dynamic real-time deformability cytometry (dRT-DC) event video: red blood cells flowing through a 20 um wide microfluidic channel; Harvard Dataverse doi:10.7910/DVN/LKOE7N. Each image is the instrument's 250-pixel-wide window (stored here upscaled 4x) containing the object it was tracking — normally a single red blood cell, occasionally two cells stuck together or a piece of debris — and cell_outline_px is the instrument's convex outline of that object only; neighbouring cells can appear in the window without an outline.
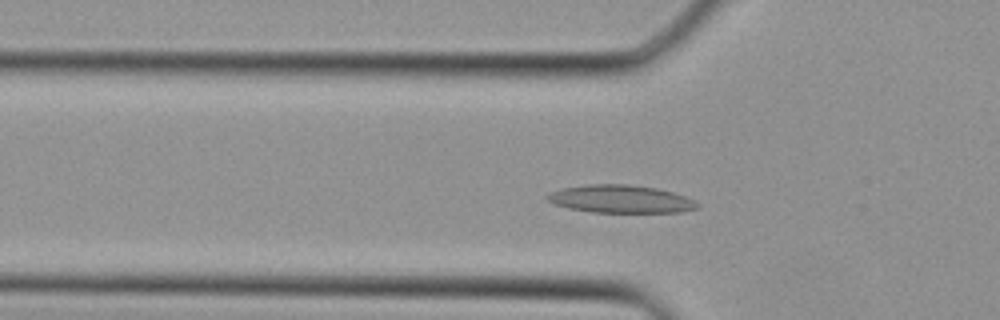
{"species": "Egyptian fruit bat (a non-hibernating species)", "species_latin": "Rousettus aegyptiacus", "temperature_condition": "cold", "stored_images_in_passage": 35, "camera_frame_rate_fps": 3000, "um_per_image_px": 0.085, "animal": {"sex": "female"}, "frame": {"image": 1, "passage_image": 8, "time_ms": 2.333, "image_size_px": [1000, 320], "cell_outline_px": [[700, 208], [684, 212], [592, 212], [568, 208], [556, 204], [548, 200], [544, 196], [560, 188], [588, 184], [628, 184], [656, 188], [672, 192], [684, 196], [700, 204]], "centroid_in_image_um": [52.77, 16.91], "position_along_channel_um": 73.0, "area_um2": 24.33}}
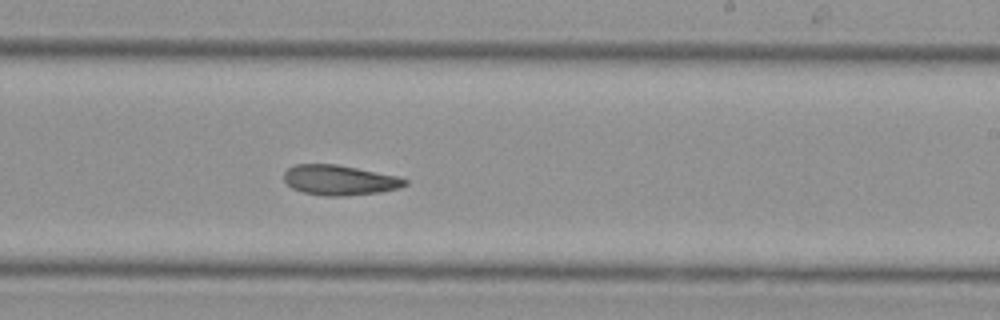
{"frame": {"image": 2, "passage_image": 19, "time_ms": 6.0, "image_size_px": [1000, 320], "cell_outline_px": [[408, 184], [400, 188], [380, 192], [344, 196], [324, 196], [304, 192], [292, 188], [284, 180], [284, 172], [288, 168], [296, 164], [336, 164], [400, 176], [408, 180]], "centroid_in_image_um": [28.9, 15.31], "position_along_channel_um": 260.1, "area_um2": 21.33}}
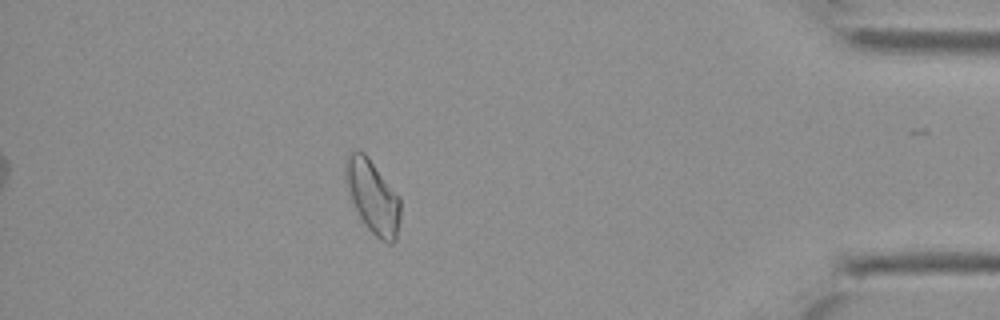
{"frame": {"image": 3, "passage_image": 30, "time_ms": 9.667, "image_size_px": [1000, 320], "cell_outline_px": [[400, 220], [396, 240], [392, 244], [388, 244], [380, 240], [364, 224], [352, 200], [344, 176], [344, 156], [348, 152], [356, 148], [364, 152], [368, 156], [400, 196]], "centroid_in_image_um": [31.68, 16.66], "position_along_channel_um": 403.5, "area_um2": 23.81}}